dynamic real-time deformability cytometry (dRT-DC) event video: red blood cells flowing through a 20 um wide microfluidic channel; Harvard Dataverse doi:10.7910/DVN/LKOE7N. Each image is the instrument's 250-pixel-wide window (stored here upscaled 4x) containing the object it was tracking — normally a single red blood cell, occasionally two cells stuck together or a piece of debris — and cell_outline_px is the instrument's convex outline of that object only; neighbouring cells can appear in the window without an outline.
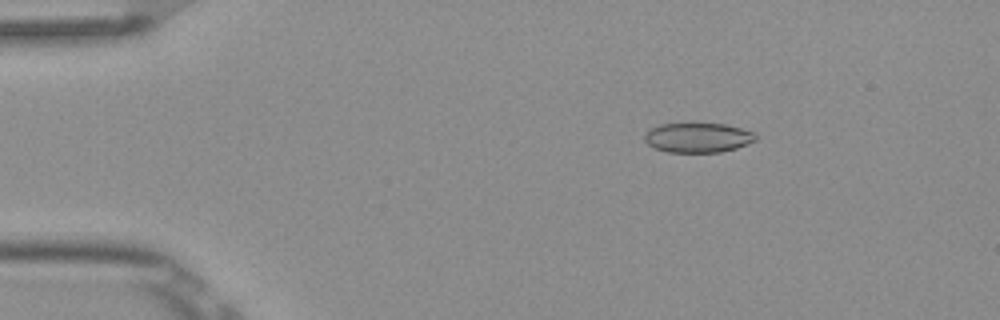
{"species": "Egyptian fruit bat (a non-hibernating species)", "species_latin": "Rousettus aegyptiacus", "temperature_condition": "room temperature", "stored_images_in_passage": 3, "camera_frame_rate_fps": 3000, "um_per_image_px": 0.085, "frame": {"image": 1, "passage_image": 1, "time_ms": 0.0, "image_size_px": [1000, 320], "cell_outline_px": [[756, 140], [736, 148], [720, 152], [668, 152], [656, 148], [648, 144], [644, 140], [644, 136], [652, 128], [660, 124], [724, 124], [756, 132]], "centroid_in_image_um": [59.34, 11.7], "position_along_channel_um": 25.7, "area_um2": 18.96}}